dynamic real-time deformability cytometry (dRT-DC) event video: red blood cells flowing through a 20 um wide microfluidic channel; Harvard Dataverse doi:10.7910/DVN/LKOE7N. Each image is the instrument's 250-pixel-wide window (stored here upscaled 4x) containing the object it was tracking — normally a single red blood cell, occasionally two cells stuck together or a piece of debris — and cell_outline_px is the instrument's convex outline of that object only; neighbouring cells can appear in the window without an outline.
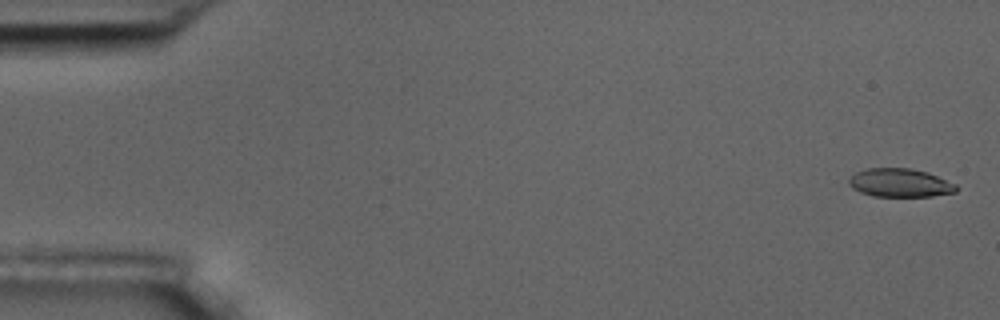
{"species": "common noctule bat (a hibernating species)", "species_latin": "Nyctalus noctula", "temperature_condition": "room temperature", "stored_images_in_passage": 56, "camera_frame_rate_fps": 3000, "um_per_image_px": 0.085, "animal": {"sex": "male", "body_mass_g": 17.5, "forearm_length_mm": 52.3}, "frame": {"image": 1, "passage_image": 2, "time_ms": 0.333, "image_size_px": [1000, 320], "cell_outline_px": [[960, 188], [956, 192], [932, 196], [872, 196], [860, 192], [852, 188], [848, 184], [848, 180], [856, 172], [868, 168], [912, 168], [928, 172], [956, 184]], "centroid_in_image_um": [76.52, 15.54], "position_along_channel_um": 8.5, "area_um2": 17.92}}
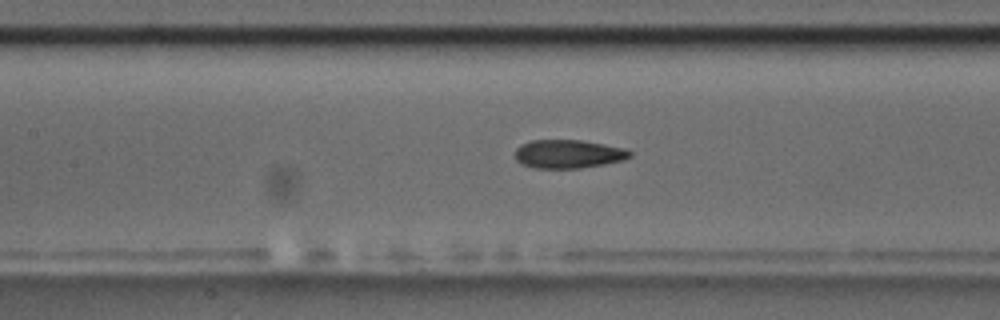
{"frame": {"image": 2, "passage_image": 26, "time_ms": 8.333, "image_size_px": [1000, 320], "cell_outline_px": [[632, 156], [624, 160], [604, 164], [580, 168], [536, 168], [520, 164], [516, 160], [516, 148], [520, 144], [532, 140], [580, 140], [604, 144], [624, 148], [632, 152]], "centroid_in_image_um": [48.3, 13.09], "position_along_channel_um": 159.1, "area_um2": 19.13}}
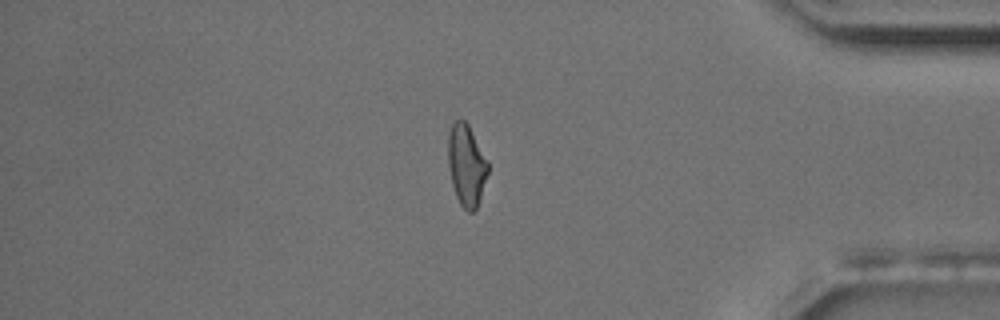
{"frame": {"image": 3, "passage_image": 48, "time_ms": 15.667, "image_size_px": [1000, 320], "cell_outline_px": [[488, 172], [476, 208], [472, 212], [468, 212], [460, 204], [456, 196], [452, 184], [448, 164], [448, 132], [452, 124], [460, 116], [468, 124], [488, 160]], "centroid_in_image_um": [39.63, 13.99], "position_along_channel_um": 395.6, "area_um2": 18.9}, "authors_computed_cell_mechanics": {"area_um2": 19.1607, "velocity_mm_per_s": 3.6286, "shape_relaxation_time_tau1_ms": null, "shape_relaxation_time_tau2_ms": 2.0802, "deformation_change_tau1": null, "deformation_change_tau2": 0.0948}}